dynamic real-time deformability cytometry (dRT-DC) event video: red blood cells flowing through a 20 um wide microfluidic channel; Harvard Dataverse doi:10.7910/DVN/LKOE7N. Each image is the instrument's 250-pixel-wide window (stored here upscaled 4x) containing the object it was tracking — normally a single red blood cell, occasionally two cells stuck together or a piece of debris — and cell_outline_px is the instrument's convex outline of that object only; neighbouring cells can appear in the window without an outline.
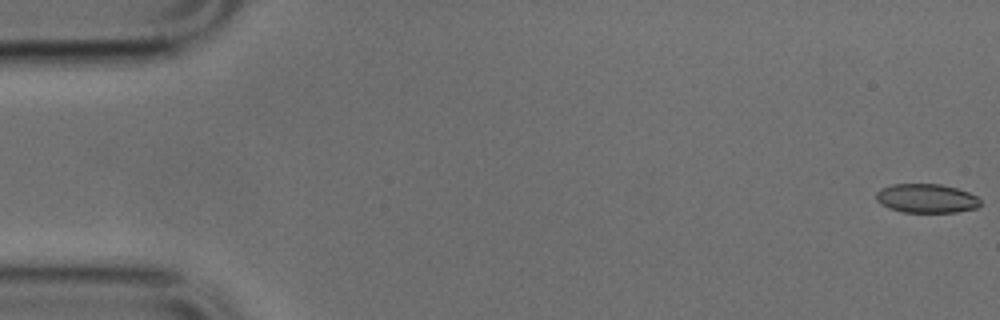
{"species": "common noctule bat (a hibernating species)", "species_latin": "Nyctalus noctula", "temperature_condition": "cold", "stored_images_in_passage": 51, "camera_frame_rate_fps": 3000, "um_per_image_px": 0.085, "animal": {"sex": "male", "body_mass_g": 17.9, "forearm_length_mm": 54.2}, "frame": {"image": 1, "passage_image": 1, "time_ms": 0.0, "image_size_px": [1000, 320], "cell_outline_px": [[980, 204], [976, 208], [956, 212], [904, 212], [888, 208], [880, 204], [876, 200], [876, 192], [880, 188], [892, 184], [940, 184], [956, 188], [968, 192], [976, 196], [980, 200]], "centroid_in_image_um": [78.71, 16.86], "position_along_channel_um": 6.3, "area_um2": 17.63}}
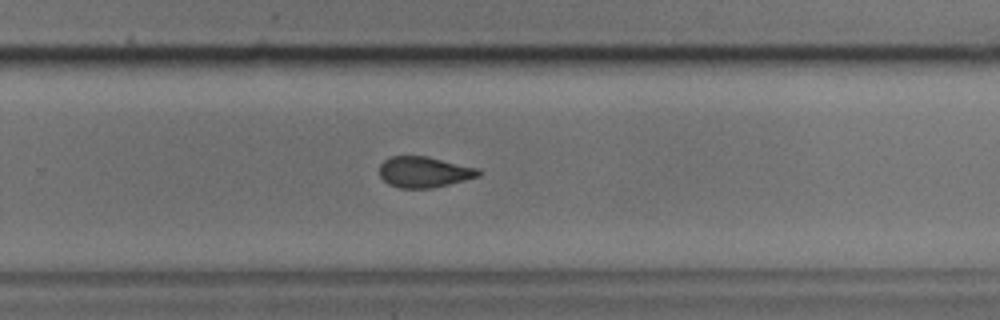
{"frame": {"image": 2, "passage_image": 33, "time_ms": 10.667, "image_size_px": [1000, 320], "cell_outline_px": [[480, 176], [432, 188], [400, 188], [388, 184], [380, 176], [380, 164], [384, 160], [392, 156], [428, 156], [480, 168]], "centroid_in_image_um": [36.06, 14.61], "position_along_channel_um": 293.7, "area_um2": 17.86}}
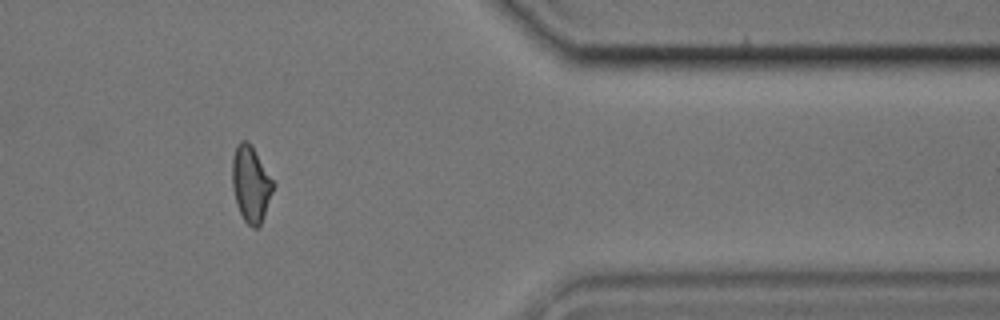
{"frame": {"image": 3, "passage_image": 42, "time_ms": 13.667, "image_size_px": [1000, 320], "cell_outline_px": [[276, 184], [264, 216], [260, 224], [256, 228], [252, 228], [244, 220], [236, 204], [232, 188], [232, 156], [236, 144], [240, 140], [248, 140], [252, 144]], "centroid_in_image_um": [21.32, 15.59], "position_along_channel_um": 390.1, "area_um2": 18.61}}